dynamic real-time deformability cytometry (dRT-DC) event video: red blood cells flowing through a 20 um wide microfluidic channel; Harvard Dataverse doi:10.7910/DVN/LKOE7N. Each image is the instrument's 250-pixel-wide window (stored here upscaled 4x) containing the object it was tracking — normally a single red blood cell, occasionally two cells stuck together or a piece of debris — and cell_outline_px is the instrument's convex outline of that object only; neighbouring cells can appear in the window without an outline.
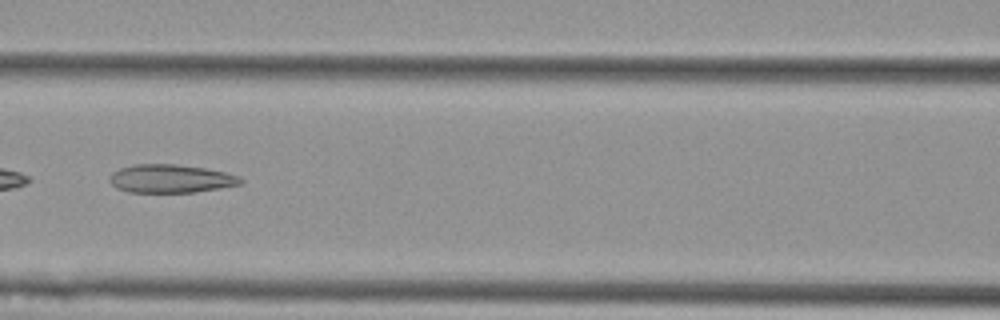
{"species": "Egyptian fruit bat (a non-hibernating species)", "species_latin": "Rousettus aegyptiacus", "temperature_condition": "cold", "stored_images_in_passage": 42, "camera_frame_rate_fps": 3000, "um_per_image_px": 0.085, "animal": {"sex": "female"}, "frame": {"image": 1, "passage_image": 13, "time_ms": 4.0, "image_size_px": [1000, 320], "cell_outline_px": [[244, 184], [196, 192], [128, 192], [116, 188], [108, 180], [112, 172], [120, 168], [132, 164], [176, 164], [204, 168], [224, 172], [240, 176], [244, 180]], "centroid_in_image_um": [14.52, 15.18], "position_along_channel_um": 152.1, "area_um2": 21.79}, "authors_computed_cell_mechanics": {"area_um2": 23.1778, "velocity_mm_per_s": 3.6969, "shape_relaxation_time_tau1_ms": null, "shape_relaxation_time_tau2_ms": 4.2858, "deformation_change_tau1": null, "deformation_change_tau2": 0.157}}